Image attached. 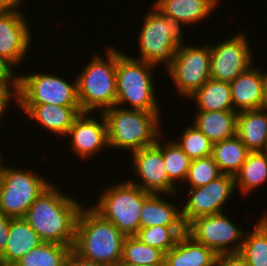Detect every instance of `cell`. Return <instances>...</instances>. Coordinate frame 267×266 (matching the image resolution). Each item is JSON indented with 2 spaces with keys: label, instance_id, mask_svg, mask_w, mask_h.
Listing matches in <instances>:
<instances>
[{
  "label": "cell",
  "instance_id": "obj_1",
  "mask_svg": "<svg viewBox=\"0 0 267 266\" xmlns=\"http://www.w3.org/2000/svg\"><path fill=\"white\" fill-rule=\"evenodd\" d=\"M52 183L29 207L24 219L43 242L73 247L80 210L85 206ZM84 205V206H83Z\"/></svg>",
  "mask_w": 267,
  "mask_h": 266
},
{
  "label": "cell",
  "instance_id": "obj_2",
  "mask_svg": "<svg viewBox=\"0 0 267 266\" xmlns=\"http://www.w3.org/2000/svg\"><path fill=\"white\" fill-rule=\"evenodd\" d=\"M126 236L91 206L80 210L72 250L82 258L104 266H117L122 260Z\"/></svg>",
  "mask_w": 267,
  "mask_h": 266
},
{
  "label": "cell",
  "instance_id": "obj_3",
  "mask_svg": "<svg viewBox=\"0 0 267 266\" xmlns=\"http://www.w3.org/2000/svg\"><path fill=\"white\" fill-rule=\"evenodd\" d=\"M107 123L109 148L127 150L133 153L154 145L163 134L160 124L161 112L124 109L118 106L103 112ZM162 131V132H161Z\"/></svg>",
  "mask_w": 267,
  "mask_h": 266
},
{
  "label": "cell",
  "instance_id": "obj_4",
  "mask_svg": "<svg viewBox=\"0 0 267 266\" xmlns=\"http://www.w3.org/2000/svg\"><path fill=\"white\" fill-rule=\"evenodd\" d=\"M156 66L116 49V106L124 109L160 112L152 76ZM128 103V104H127ZM159 104V105H158ZM129 105L130 107H125Z\"/></svg>",
  "mask_w": 267,
  "mask_h": 266
},
{
  "label": "cell",
  "instance_id": "obj_5",
  "mask_svg": "<svg viewBox=\"0 0 267 266\" xmlns=\"http://www.w3.org/2000/svg\"><path fill=\"white\" fill-rule=\"evenodd\" d=\"M151 6L144 14L142 27L136 38L139 40V58L134 55L131 57L156 67L164 65L166 69L172 63L178 47L187 44L183 39V27L186 24L166 17Z\"/></svg>",
  "mask_w": 267,
  "mask_h": 266
},
{
  "label": "cell",
  "instance_id": "obj_6",
  "mask_svg": "<svg viewBox=\"0 0 267 266\" xmlns=\"http://www.w3.org/2000/svg\"><path fill=\"white\" fill-rule=\"evenodd\" d=\"M104 53L107 58L94 55L76 77L82 112H103L116 106V48L109 45Z\"/></svg>",
  "mask_w": 267,
  "mask_h": 266
},
{
  "label": "cell",
  "instance_id": "obj_7",
  "mask_svg": "<svg viewBox=\"0 0 267 266\" xmlns=\"http://www.w3.org/2000/svg\"><path fill=\"white\" fill-rule=\"evenodd\" d=\"M151 193L129 180L108 186L91 207L113 223L125 236H135L140 229V213L144 200Z\"/></svg>",
  "mask_w": 267,
  "mask_h": 266
},
{
  "label": "cell",
  "instance_id": "obj_8",
  "mask_svg": "<svg viewBox=\"0 0 267 266\" xmlns=\"http://www.w3.org/2000/svg\"><path fill=\"white\" fill-rule=\"evenodd\" d=\"M7 166H3L0 178V211L10 218H24L32 203L52 181L40 177L34 169Z\"/></svg>",
  "mask_w": 267,
  "mask_h": 266
},
{
  "label": "cell",
  "instance_id": "obj_9",
  "mask_svg": "<svg viewBox=\"0 0 267 266\" xmlns=\"http://www.w3.org/2000/svg\"><path fill=\"white\" fill-rule=\"evenodd\" d=\"M210 43L206 46L190 43L179 46L172 63L165 69L178 97L189 98L211 78Z\"/></svg>",
  "mask_w": 267,
  "mask_h": 266
},
{
  "label": "cell",
  "instance_id": "obj_10",
  "mask_svg": "<svg viewBox=\"0 0 267 266\" xmlns=\"http://www.w3.org/2000/svg\"><path fill=\"white\" fill-rule=\"evenodd\" d=\"M72 81L51 72L19 75L18 104L80 106L77 79Z\"/></svg>",
  "mask_w": 267,
  "mask_h": 266
},
{
  "label": "cell",
  "instance_id": "obj_11",
  "mask_svg": "<svg viewBox=\"0 0 267 266\" xmlns=\"http://www.w3.org/2000/svg\"><path fill=\"white\" fill-rule=\"evenodd\" d=\"M245 232L225 212L200 216L186 225V234L217 255L239 254Z\"/></svg>",
  "mask_w": 267,
  "mask_h": 266
},
{
  "label": "cell",
  "instance_id": "obj_12",
  "mask_svg": "<svg viewBox=\"0 0 267 266\" xmlns=\"http://www.w3.org/2000/svg\"><path fill=\"white\" fill-rule=\"evenodd\" d=\"M161 137L162 134L157 138L154 145L142 148L130 154L132 172L134 170L133 173H135V178H139L140 183L134 178L128 180L143 191L151 194H166V197H169L170 195L173 197L174 195L175 198H178V189L180 188L176 187L169 180L167 171L164 167L163 140Z\"/></svg>",
  "mask_w": 267,
  "mask_h": 266
},
{
  "label": "cell",
  "instance_id": "obj_13",
  "mask_svg": "<svg viewBox=\"0 0 267 266\" xmlns=\"http://www.w3.org/2000/svg\"><path fill=\"white\" fill-rule=\"evenodd\" d=\"M245 33L228 39H221L217 44L210 43L211 79L231 83L239 74L254 65V51Z\"/></svg>",
  "mask_w": 267,
  "mask_h": 266
},
{
  "label": "cell",
  "instance_id": "obj_14",
  "mask_svg": "<svg viewBox=\"0 0 267 266\" xmlns=\"http://www.w3.org/2000/svg\"><path fill=\"white\" fill-rule=\"evenodd\" d=\"M187 189V199L182 198L184 203L181 204L185 225L197 217L224 212V205L236 194L235 177L222 174L207 185Z\"/></svg>",
  "mask_w": 267,
  "mask_h": 266
},
{
  "label": "cell",
  "instance_id": "obj_15",
  "mask_svg": "<svg viewBox=\"0 0 267 266\" xmlns=\"http://www.w3.org/2000/svg\"><path fill=\"white\" fill-rule=\"evenodd\" d=\"M92 112H81L73 122L66 134L70 138L71 152L80 160H90L96 157L102 150L109 148L107 123L102 112L99 117L90 116Z\"/></svg>",
  "mask_w": 267,
  "mask_h": 266
},
{
  "label": "cell",
  "instance_id": "obj_16",
  "mask_svg": "<svg viewBox=\"0 0 267 266\" xmlns=\"http://www.w3.org/2000/svg\"><path fill=\"white\" fill-rule=\"evenodd\" d=\"M21 8L0 12V56L16 68L24 64L32 42V29ZM31 31V32H30Z\"/></svg>",
  "mask_w": 267,
  "mask_h": 266
},
{
  "label": "cell",
  "instance_id": "obj_17",
  "mask_svg": "<svg viewBox=\"0 0 267 266\" xmlns=\"http://www.w3.org/2000/svg\"><path fill=\"white\" fill-rule=\"evenodd\" d=\"M29 120L36 121L42 129L65 138L76 117L82 112L80 106L52 104H18ZM44 127V128H43ZM57 134V135H56ZM65 136V137H64Z\"/></svg>",
  "mask_w": 267,
  "mask_h": 266
},
{
  "label": "cell",
  "instance_id": "obj_18",
  "mask_svg": "<svg viewBox=\"0 0 267 266\" xmlns=\"http://www.w3.org/2000/svg\"><path fill=\"white\" fill-rule=\"evenodd\" d=\"M229 84L237 113L264 108L261 68L252 65Z\"/></svg>",
  "mask_w": 267,
  "mask_h": 266
},
{
  "label": "cell",
  "instance_id": "obj_19",
  "mask_svg": "<svg viewBox=\"0 0 267 266\" xmlns=\"http://www.w3.org/2000/svg\"><path fill=\"white\" fill-rule=\"evenodd\" d=\"M220 0H155L153 6L163 15L186 25H196L217 10Z\"/></svg>",
  "mask_w": 267,
  "mask_h": 266
},
{
  "label": "cell",
  "instance_id": "obj_20",
  "mask_svg": "<svg viewBox=\"0 0 267 266\" xmlns=\"http://www.w3.org/2000/svg\"><path fill=\"white\" fill-rule=\"evenodd\" d=\"M41 243V238L24 218H11L6 248L0 255V266H12Z\"/></svg>",
  "mask_w": 267,
  "mask_h": 266
},
{
  "label": "cell",
  "instance_id": "obj_21",
  "mask_svg": "<svg viewBox=\"0 0 267 266\" xmlns=\"http://www.w3.org/2000/svg\"><path fill=\"white\" fill-rule=\"evenodd\" d=\"M236 135L250 152L267 151V108L239 112Z\"/></svg>",
  "mask_w": 267,
  "mask_h": 266
},
{
  "label": "cell",
  "instance_id": "obj_22",
  "mask_svg": "<svg viewBox=\"0 0 267 266\" xmlns=\"http://www.w3.org/2000/svg\"><path fill=\"white\" fill-rule=\"evenodd\" d=\"M162 194H150L140 213V228L150 226H186L182 218L181 204L166 200Z\"/></svg>",
  "mask_w": 267,
  "mask_h": 266
},
{
  "label": "cell",
  "instance_id": "obj_23",
  "mask_svg": "<svg viewBox=\"0 0 267 266\" xmlns=\"http://www.w3.org/2000/svg\"><path fill=\"white\" fill-rule=\"evenodd\" d=\"M217 254L188 234L182 235L176 245L165 253L166 266H214Z\"/></svg>",
  "mask_w": 267,
  "mask_h": 266
},
{
  "label": "cell",
  "instance_id": "obj_24",
  "mask_svg": "<svg viewBox=\"0 0 267 266\" xmlns=\"http://www.w3.org/2000/svg\"><path fill=\"white\" fill-rule=\"evenodd\" d=\"M192 123L212 143L223 141L236 135L237 112L195 110Z\"/></svg>",
  "mask_w": 267,
  "mask_h": 266
},
{
  "label": "cell",
  "instance_id": "obj_25",
  "mask_svg": "<svg viewBox=\"0 0 267 266\" xmlns=\"http://www.w3.org/2000/svg\"><path fill=\"white\" fill-rule=\"evenodd\" d=\"M189 101L194 102L196 110L227 111L234 110L231 88L228 82L208 79Z\"/></svg>",
  "mask_w": 267,
  "mask_h": 266
},
{
  "label": "cell",
  "instance_id": "obj_26",
  "mask_svg": "<svg viewBox=\"0 0 267 266\" xmlns=\"http://www.w3.org/2000/svg\"><path fill=\"white\" fill-rule=\"evenodd\" d=\"M235 187L242 196H249L267 182V151L249 152L246 161L234 175Z\"/></svg>",
  "mask_w": 267,
  "mask_h": 266
},
{
  "label": "cell",
  "instance_id": "obj_27",
  "mask_svg": "<svg viewBox=\"0 0 267 266\" xmlns=\"http://www.w3.org/2000/svg\"><path fill=\"white\" fill-rule=\"evenodd\" d=\"M249 150L237 135L213 143L212 157L223 174L235 175L246 161Z\"/></svg>",
  "mask_w": 267,
  "mask_h": 266
},
{
  "label": "cell",
  "instance_id": "obj_28",
  "mask_svg": "<svg viewBox=\"0 0 267 266\" xmlns=\"http://www.w3.org/2000/svg\"><path fill=\"white\" fill-rule=\"evenodd\" d=\"M251 231L245 232L239 255L248 266H267V211Z\"/></svg>",
  "mask_w": 267,
  "mask_h": 266
},
{
  "label": "cell",
  "instance_id": "obj_29",
  "mask_svg": "<svg viewBox=\"0 0 267 266\" xmlns=\"http://www.w3.org/2000/svg\"><path fill=\"white\" fill-rule=\"evenodd\" d=\"M124 266H153L165 264V252L142 243L135 236H126L121 263Z\"/></svg>",
  "mask_w": 267,
  "mask_h": 266
},
{
  "label": "cell",
  "instance_id": "obj_30",
  "mask_svg": "<svg viewBox=\"0 0 267 266\" xmlns=\"http://www.w3.org/2000/svg\"><path fill=\"white\" fill-rule=\"evenodd\" d=\"M71 250L67 245L43 242L12 266H63Z\"/></svg>",
  "mask_w": 267,
  "mask_h": 266
},
{
  "label": "cell",
  "instance_id": "obj_31",
  "mask_svg": "<svg viewBox=\"0 0 267 266\" xmlns=\"http://www.w3.org/2000/svg\"><path fill=\"white\" fill-rule=\"evenodd\" d=\"M186 233V226H150L140 228L135 235L142 243L159 248L167 253L172 249L178 239Z\"/></svg>",
  "mask_w": 267,
  "mask_h": 266
},
{
  "label": "cell",
  "instance_id": "obj_32",
  "mask_svg": "<svg viewBox=\"0 0 267 266\" xmlns=\"http://www.w3.org/2000/svg\"><path fill=\"white\" fill-rule=\"evenodd\" d=\"M164 138L166 137L162 135L164 167L169 180L177 187L179 182H182V185L185 182L191 159L174 140L165 143Z\"/></svg>",
  "mask_w": 267,
  "mask_h": 266
},
{
  "label": "cell",
  "instance_id": "obj_33",
  "mask_svg": "<svg viewBox=\"0 0 267 266\" xmlns=\"http://www.w3.org/2000/svg\"><path fill=\"white\" fill-rule=\"evenodd\" d=\"M184 129L174 141L191 160L212 155L213 143L199 129L193 124H187Z\"/></svg>",
  "mask_w": 267,
  "mask_h": 266
},
{
  "label": "cell",
  "instance_id": "obj_34",
  "mask_svg": "<svg viewBox=\"0 0 267 266\" xmlns=\"http://www.w3.org/2000/svg\"><path fill=\"white\" fill-rule=\"evenodd\" d=\"M223 173L212 156L191 160L185 185L187 188H197L207 185Z\"/></svg>",
  "mask_w": 267,
  "mask_h": 266
},
{
  "label": "cell",
  "instance_id": "obj_35",
  "mask_svg": "<svg viewBox=\"0 0 267 266\" xmlns=\"http://www.w3.org/2000/svg\"><path fill=\"white\" fill-rule=\"evenodd\" d=\"M17 72L16 67L11 62L0 56V86H19V74L17 75Z\"/></svg>",
  "mask_w": 267,
  "mask_h": 266
},
{
  "label": "cell",
  "instance_id": "obj_36",
  "mask_svg": "<svg viewBox=\"0 0 267 266\" xmlns=\"http://www.w3.org/2000/svg\"><path fill=\"white\" fill-rule=\"evenodd\" d=\"M18 90L19 86H0V122L6 116V111L10 106V102L13 100L18 106Z\"/></svg>",
  "mask_w": 267,
  "mask_h": 266
},
{
  "label": "cell",
  "instance_id": "obj_37",
  "mask_svg": "<svg viewBox=\"0 0 267 266\" xmlns=\"http://www.w3.org/2000/svg\"><path fill=\"white\" fill-rule=\"evenodd\" d=\"M214 266H248L239 254H219Z\"/></svg>",
  "mask_w": 267,
  "mask_h": 266
},
{
  "label": "cell",
  "instance_id": "obj_38",
  "mask_svg": "<svg viewBox=\"0 0 267 266\" xmlns=\"http://www.w3.org/2000/svg\"><path fill=\"white\" fill-rule=\"evenodd\" d=\"M11 218L0 211V255L4 252L8 240Z\"/></svg>",
  "mask_w": 267,
  "mask_h": 266
},
{
  "label": "cell",
  "instance_id": "obj_39",
  "mask_svg": "<svg viewBox=\"0 0 267 266\" xmlns=\"http://www.w3.org/2000/svg\"><path fill=\"white\" fill-rule=\"evenodd\" d=\"M63 266H104L94 261L86 260L77 255L73 250L67 256Z\"/></svg>",
  "mask_w": 267,
  "mask_h": 266
},
{
  "label": "cell",
  "instance_id": "obj_40",
  "mask_svg": "<svg viewBox=\"0 0 267 266\" xmlns=\"http://www.w3.org/2000/svg\"><path fill=\"white\" fill-rule=\"evenodd\" d=\"M25 1V0H24ZM23 0H0V12L12 11L23 7Z\"/></svg>",
  "mask_w": 267,
  "mask_h": 266
},
{
  "label": "cell",
  "instance_id": "obj_41",
  "mask_svg": "<svg viewBox=\"0 0 267 266\" xmlns=\"http://www.w3.org/2000/svg\"><path fill=\"white\" fill-rule=\"evenodd\" d=\"M264 107L267 108V73L262 71Z\"/></svg>",
  "mask_w": 267,
  "mask_h": 266
},
{
  "label": "cell",
  "instance_id": "obj_42",
  "mask_svg": "<svg viewBox=\"0 0 267 266\" xmlns=\"http://www.w3.org/2000/svg\"><path fill=\"white\" fill-rule=\"evenodd\" d=\"M3 166H4L3 156H2V152L0 151V178H1Z\"/></svg>",
  "mask_w": 267,
  "mask_h": 266
},
{
  "label": "cell",
  "instance_id": "obj_43",
  "mask_svg": "<svg viewBox=\"0 0 267 266\" xmlns=\"http://www.w3.org/2000/svg\"><path fill=\"white\" fill-rule=\"evenodd\" d=\"M153 266H166L165 264H161V265H153Z\"/></svg>",
  "mask_w": 267,
  "mask_h": 266
}]
</instances>
